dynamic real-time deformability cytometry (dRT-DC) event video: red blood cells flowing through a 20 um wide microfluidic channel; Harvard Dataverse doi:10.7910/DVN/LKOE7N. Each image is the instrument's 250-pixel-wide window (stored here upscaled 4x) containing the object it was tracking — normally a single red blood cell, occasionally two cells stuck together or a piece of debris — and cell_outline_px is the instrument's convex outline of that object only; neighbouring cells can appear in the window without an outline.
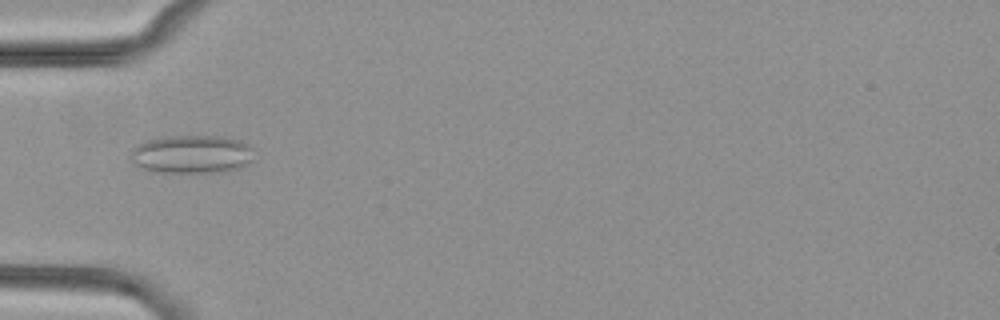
{"species": "common noctule bat (a hibernating species)", "species_latin": "Nyctalus noctula", "temperature_condition": "cold", "stored_images_in_passage": 5, "camera_frame_rate_fps": 3000, "um_per_image_px": 0.085, "animal": {"sex": "female", "body_mass_g": 29.2, "forearm_length_mm": 56.3}, "frame": {"image": 1, "passage_image": 3, "time_ms": 3.333, "image_size_px": [1000, 320], "cell_outline_px": [[252, 160], [248, 164], [240, 168], [220, 172], [156, 172], [144, 168], [136, 164], [132, 160], [128, 152], [132, 148], [144, 140], [164, 136], [224, 136], [240, 140], [248, 144], [252, 148]], "centroid_in_image_um": [16.29, 13.09], "position_along_channel_um": 68.7, "area_um2": 27.8}}
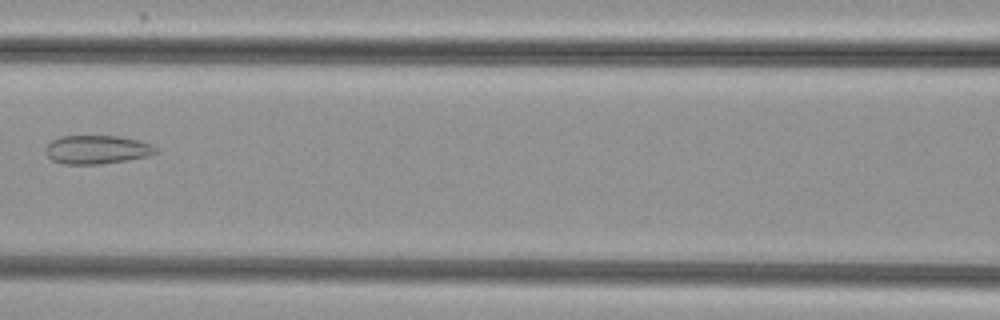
{"frame": {"image": 2, "passage_image": 5, "time_ms": 5.667, "image_size_px": [1000, 320], "cell_outline_px": [[160, 152], [148, 156], [128, 160], [100, 164], [64, 164], [52, 160], [44, 152], [44, 148], [52, 140], [60, 136], [116, 136], [140, 140], [152, 144]], "centroid_in_image_um": [8.25, 12.72], "position_along_channel_um": 158.4, "area_um2": 18.55}}